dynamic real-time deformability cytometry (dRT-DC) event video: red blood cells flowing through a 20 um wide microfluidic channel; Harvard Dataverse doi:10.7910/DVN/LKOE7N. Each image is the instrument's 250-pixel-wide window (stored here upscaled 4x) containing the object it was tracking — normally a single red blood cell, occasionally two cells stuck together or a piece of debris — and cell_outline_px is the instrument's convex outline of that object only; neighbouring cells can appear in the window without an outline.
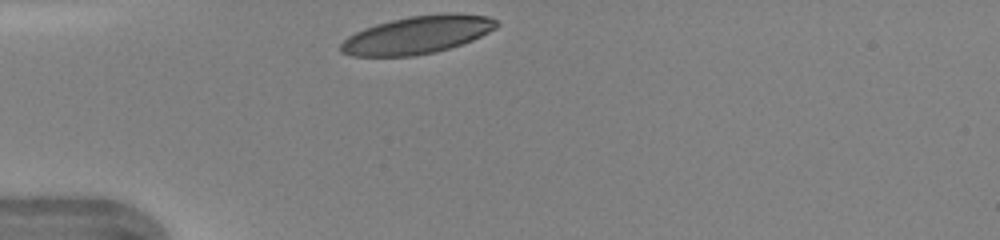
{"species": "human", "species_latin": "Homo sapiens", "temperature_condition": "warm", "stored_images_in_passage": 27, "camera_frame_rate_fps": 3000, "um_per_image_px": 0.085, "donor": {"sex": "female"}, "frame": {"image": 1, "passage_image": 1, "time_ms": 0.0, "image_size_px": [1000, 240], "cell_outline_px": [[500, 24], [496, 28], [472, 40], [436, 52], [412, 56], [352, 56], [340, 52], [340, 44], [348, 36], [364, 28], [376, 24], [408, 16], [444, 12], [448, 12], [488, 16], [496, 20]], "centroid_in_image_um": [35.47, 2.95], "position_along_channel_um": 49.5, "area_um2": 34.33}}
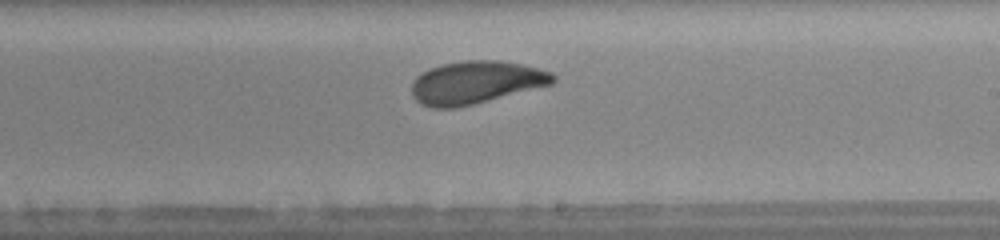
{"frame": {"image": 2, "passage_image": 16, "time_ms": 5.0, "image_size_px": [1000, 240], "cell_outline_px": [[556, 80], [552, 84], [456, 108], [432, 108], [420, 104], [412, 96], [412, 84], [416, 76], [432, 68], [444, 64], [464, 60], [500, 60], [540, 68], [552, 72], [556, 76]], "centroid_in_image_um": [40.45, 7.0], "position_along_channel_um": 248.5, "area_um2": 35.03}, "authors_computed_cell_mechanics": {"area_um2": 34.969, "velocity_mm_per_s": 4.3497, "shape_relaxation_time_tau1_ms": 2.4088, "shape_relaxation_time_tau2_ms": 3.1564, "deformation_change_tau1": 0.1175, "deformation_change_tau2": 0.0968}}